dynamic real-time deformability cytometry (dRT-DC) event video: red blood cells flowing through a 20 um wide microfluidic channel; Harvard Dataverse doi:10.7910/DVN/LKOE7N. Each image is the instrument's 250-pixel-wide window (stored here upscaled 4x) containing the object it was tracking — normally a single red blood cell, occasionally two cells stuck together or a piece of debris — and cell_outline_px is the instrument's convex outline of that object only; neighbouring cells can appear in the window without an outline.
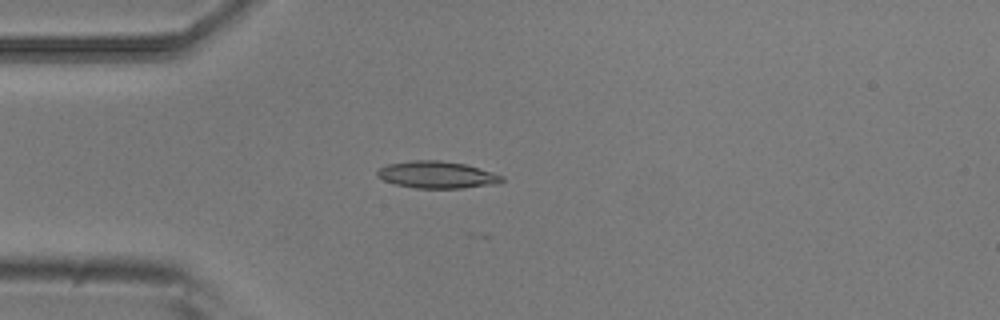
{"species": "common noctule bat (a hibernating species)", "species_latin": "Nyctalus noctula", "temperature_condition": "room temperature", "stored_images_in_passage": 1, "camera_frame_rate_fps": 3000, "um_per_image_px": 0.085, "animal": {"sex": "male", "body_mass_g": 20.5, "forearm_length_mm": 52.5}, "frame": {"image": 1, "passage_image": 1, "time_ms": 0.0, "image_size_px": [1000, 320], "cell_outline_px": [[504, 180], [500, 184], [460, 188], [416, 188], [396, 184], [384, 180], [376, 176], [376, 172], [380, 168], [388, 164], [412, 160], [440, 160], [464, 164], [492, 172], [504, 176]], "centroid_in_image_um": [37.16, 14.86], "position_along_channel_um": 47.8, "area_um2": 19.59}}